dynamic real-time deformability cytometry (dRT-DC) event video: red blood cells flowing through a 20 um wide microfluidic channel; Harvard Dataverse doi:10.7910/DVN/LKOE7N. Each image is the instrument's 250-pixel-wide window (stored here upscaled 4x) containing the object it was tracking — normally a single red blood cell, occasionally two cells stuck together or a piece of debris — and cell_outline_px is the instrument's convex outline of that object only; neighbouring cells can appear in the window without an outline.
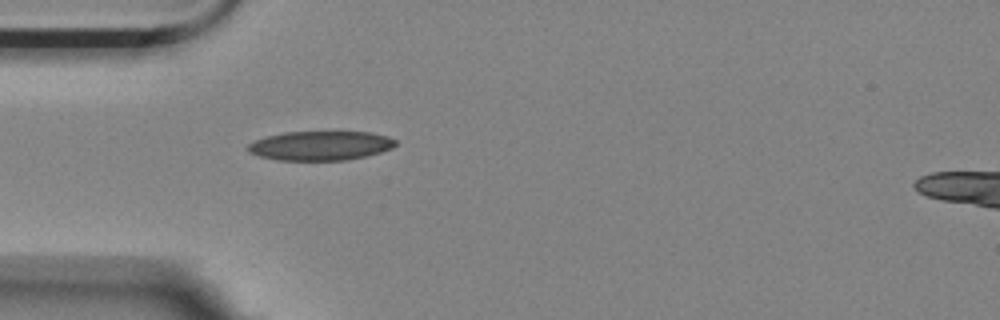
{"species": "Egyptian fruit bat (a non-hibernating species)", "species_latin": "Rousettus aegyptiacus", "temperature_condition": "room temperature", "stored_images_in_passage": 1, "camera_frame_rate_fps": 3000, "um_per_image_px": 0.085, "animal": {"sex": "female"}, "frame": {"image": 1, "passage_image": 1, "time_ms": 0.0, "image_size_px": [1000, 320], "cell_outline_px": [[396, 144], [392, 148], [380, 152], [348, 160], [276, 160], [260, 156], [248, 152], [244, 148], [248, 144], [256, 140], [268, 136], [284, 132], [368, 132], [388, 136], [396, 140]], "centroid_in_image_um": [27.21, 12.38], "position_along_channel_um": 57.8, "area_um2": 25.14}}